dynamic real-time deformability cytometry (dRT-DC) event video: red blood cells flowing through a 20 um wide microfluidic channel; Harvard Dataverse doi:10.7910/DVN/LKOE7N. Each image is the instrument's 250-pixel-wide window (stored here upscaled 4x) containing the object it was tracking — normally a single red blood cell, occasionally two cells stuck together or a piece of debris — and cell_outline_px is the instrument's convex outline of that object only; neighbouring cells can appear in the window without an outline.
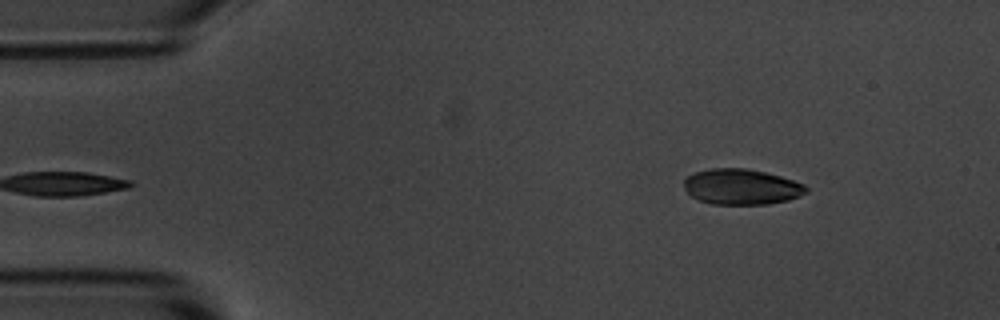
{"species": "common noctule bat (a hibernating species)", "species_latin": "Nyctalus noctula", "temperature_condition": "room temperature", "stored_images_in_passage": 5, "camera_frame_rate_fps": 3000, "um_per_image_px": 0.085, "animal": {"sex": "male", "body_mass_g": 20.1, "forearm_length_mm": 53.5}, "frame": {"image": 1, "passage_image": 5, "time_ms": 5.333, "image_size_px": [1000, 320], "cell_outline_px": [[808, 192], [800, 196], [788, 200], [768, 204], [712, 204], [700, 200], [692, 196], [684, 188], [684, 180], [688, 176], [696, 172], [712, 168], [744, 168], [764, 172], [780, 176], [804, 184], [808, 188]], "centroid_in_image_um": [63.04, 15.88], "position_along_channel_um": 22.0, "area_um2": 25.2}}